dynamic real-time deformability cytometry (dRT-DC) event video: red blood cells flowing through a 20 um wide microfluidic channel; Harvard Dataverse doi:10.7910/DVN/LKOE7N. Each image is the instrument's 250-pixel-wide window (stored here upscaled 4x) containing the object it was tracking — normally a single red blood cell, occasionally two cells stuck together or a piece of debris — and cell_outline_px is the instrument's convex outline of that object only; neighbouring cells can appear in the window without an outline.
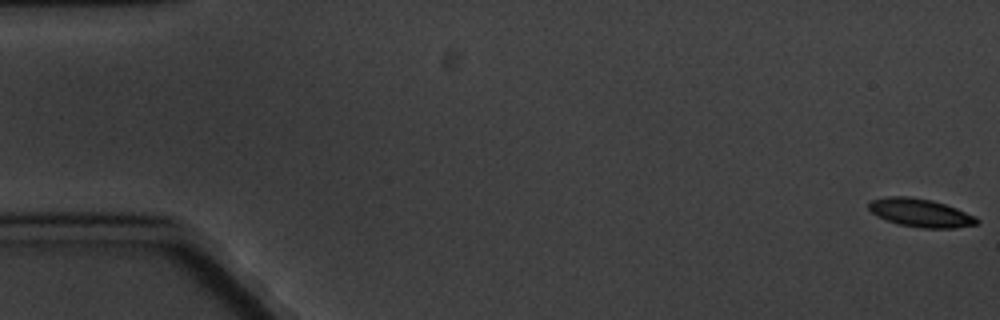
{"species": "common noctule bat (a hibernating species)", "species_latin": "Nyctalus noctula", "temperature_condition": "cold", "stored_images_in_passage": 6, "camera_frame_rate_fps": 3000, "um_per_image_px": 0.085, "animal": {"sex": "male", "body_mass_g": 20.1, "forearm_length_mm": 53.5}, "frame": {"image": 1, "passage_image": 1, "time_ms": 0.0, "image_size_px": [1000, 320], "cell_outline_px": [[980, 220], [976, 224], [956, 228], [920, 228], [900, 224], [876, 216], [868, 208], [868, 200], [888, 196], [908, 196], [932, 200], [956, 208], [976, 216]], "centroid_in_image_um": [78.23, 18.08], "position_along_channel_um": 6.8, "area_um2": 17.86}}
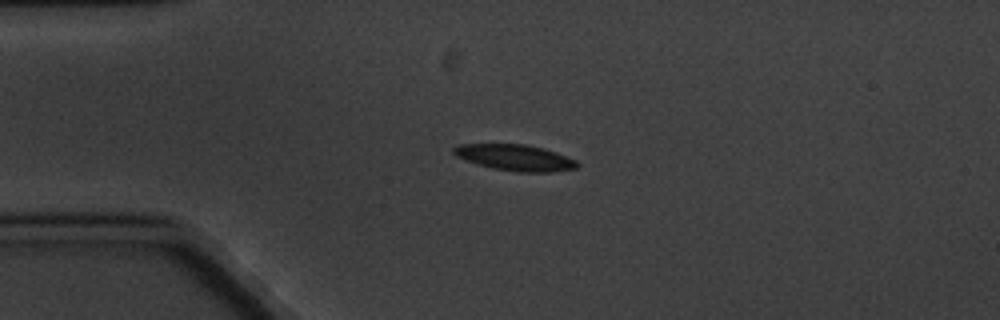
{"frame": {"image": 2, "passage_image": 5, "time_ms": 4.667, "image_size_px": [1000, 320], "cell_outline_px": [[580, 164], [576, 168], [552, 172], [520, 172], [492, 168], [456, 156], [452, 152], [452, 148], [460, 144], [524, 144], [544, 148], [556, 152], [576, 160]], "centroid_in_image_um": [43.81, 13.39], "position_along_channel_um": 41.2, "area_um2": 18.67}}